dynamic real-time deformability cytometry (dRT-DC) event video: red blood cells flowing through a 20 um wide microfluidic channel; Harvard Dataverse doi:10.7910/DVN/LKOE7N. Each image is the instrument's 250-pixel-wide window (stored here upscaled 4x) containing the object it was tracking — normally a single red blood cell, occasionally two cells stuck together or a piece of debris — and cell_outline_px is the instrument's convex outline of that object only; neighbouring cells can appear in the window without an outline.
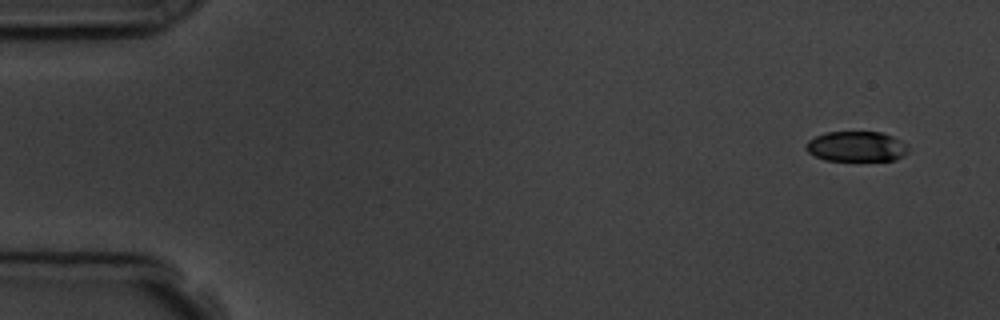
{"species": "common noctule bat (a hibernating species)", "species_latin": "Nyctalus noctula", "temperature_condition": "room temperature", "stored_images_in_passage": 4, "camera_frame_rate_fps": 3000, "um_per_image_px": 0.085, "animal": {"sex": "male", "body_mass_g": 19.5, "forearm_length_mm": 54.6}, "frame": {"image": 1, "passage_image": 1, "time_ms": 0.0, "image_size_px": [1000, 320], "cell_outline_px": [[908, 152], [896, 160], [824, 160], [808, 152], [804, 148], [808, 140], [824, 132], [880, 132], [892, 136], [900, 140], [908, 148]], "centroid_in_image_um": [72.77, 12.45], "position_along_channel_um": 12.2, "area_um2": 17.92}}
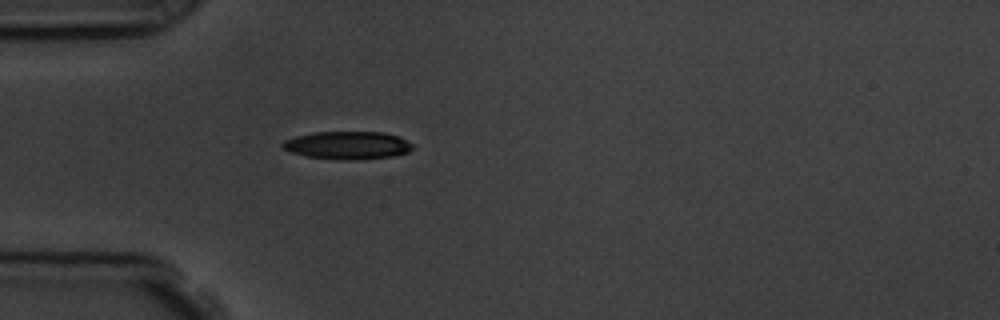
{"frame": {"image": 2, "passage_image": 4, "time_ms": 4.333, "image_size_px": [1000, 320], "cell_outline_px": [[412, 148], [408, 152], [392, 156], [356, 160], [348, 160], [308, 156], [292, 152], [284, 148], [280, 144], [284, 140], [296, 136], [312, 132], [384, 132], [400, 136], [412, 144]], "centroid_in_image_um": [29.56, 12.33], "position_along_channel_um": 55.4, "area_um2": 20.98}}